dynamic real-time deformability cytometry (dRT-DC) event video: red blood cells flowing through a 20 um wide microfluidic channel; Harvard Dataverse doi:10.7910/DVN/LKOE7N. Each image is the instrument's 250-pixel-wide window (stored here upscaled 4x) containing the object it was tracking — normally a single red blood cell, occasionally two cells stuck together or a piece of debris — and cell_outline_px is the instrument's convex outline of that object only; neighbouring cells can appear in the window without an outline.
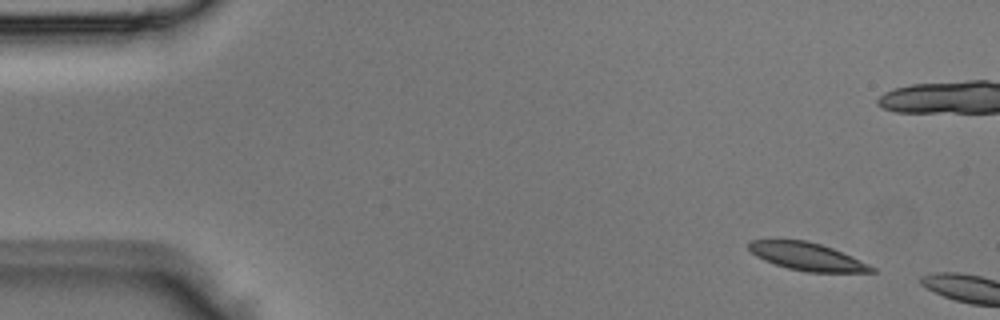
{"species": "Egyptian fruit bat (a non-hibernating species)", "species_latin": "Rousettus aegyptiacus", "temperature_condition": "room temperature", "stored_images_in_passage": 4, "camera_frame_rate_fps": 3000, "um_per_image_px": 0.085, "animal": {"sex": "male"}, "frame": {"image": 1, "passage_image": 1, "time_ms": 0.0, "image_size_px": [1000, 320], "cell_outline_px": [[876, 272], [804, 272], [788, 268], [764, 260], [756, 256], [748, 248], [748, 244], [752, 240], [808, 240], [832, 248], [852, 256], [876, 268]], "centroid_in_image_um": [68.62, 21.81], "position_along_channel_um": 16.4, "area_um2": 19.71}}